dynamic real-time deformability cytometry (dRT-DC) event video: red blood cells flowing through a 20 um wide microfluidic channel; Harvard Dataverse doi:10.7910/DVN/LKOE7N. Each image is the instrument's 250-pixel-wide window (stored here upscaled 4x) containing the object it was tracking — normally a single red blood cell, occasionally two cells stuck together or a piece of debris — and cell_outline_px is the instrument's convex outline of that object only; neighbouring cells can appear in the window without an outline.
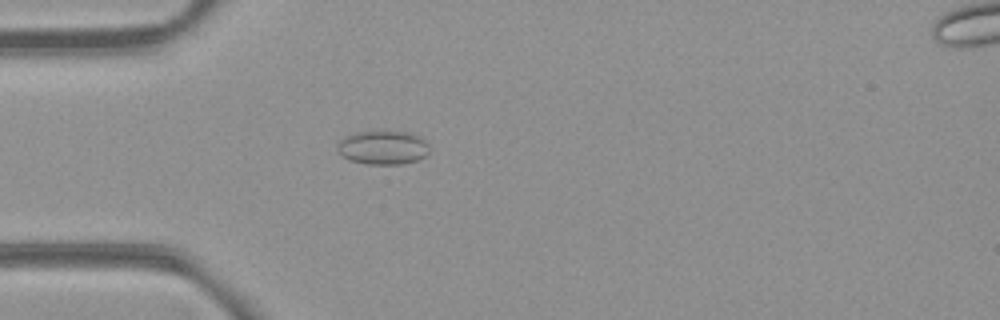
{"species": "common noctule bat (a hibernating species)", "species_latin": "Nyctalus noctula", "temperature_condition": "room temperature", "stored_images_in_passage": 36, "camera_frame_rate_fps": 3000, "um_per_image_px": 0.085, "animal": {"sex": "female", "body_mass_g": 21.9}, "frame": {"image": 1, "passage_image": 5, "time_ms": 1.333, "image_size_px": [1000, 320], "cell_outline_px": [[428, 152], [424, 156], [416, 160], [400, 164], [364, 164], [348, 160], [336, 148], [336, 144], [340, 140], [356, 132], [384, 128], [408, 132], [420, 136], [428, 144]], "centroid_in_image_um": [32.53, 12.49], "position_along_channel_um": 52.5, "area_um2": 18.67}}
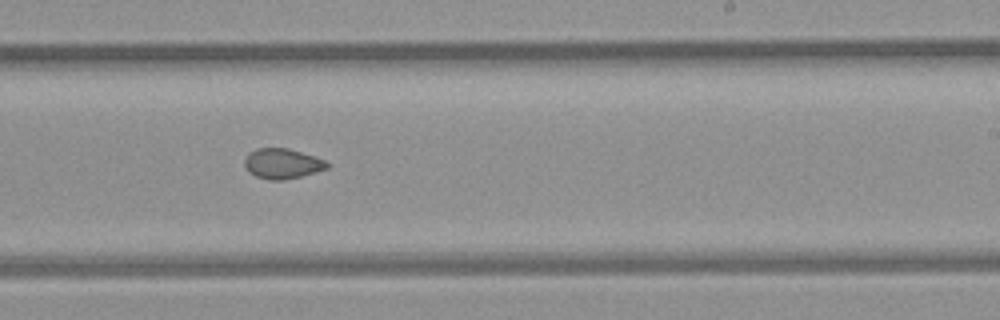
{"frame": {"image": 2, "passage_image": 22, "time_ms": 7.0, "image_size_px": [1000, 320], "cell_outline_px": [[328, 168], [316, 172], [284, 180], [268, 180], [256, 176], [248, 172], [244, 164], [244, 160], [248, 152], [256, 148], [288, 148], [324, 160], [328, 164]], "centroid_in_image_um": [23.94, 13.91], "position_along_channel_um": 265.1, "area_um2": 14.45}}
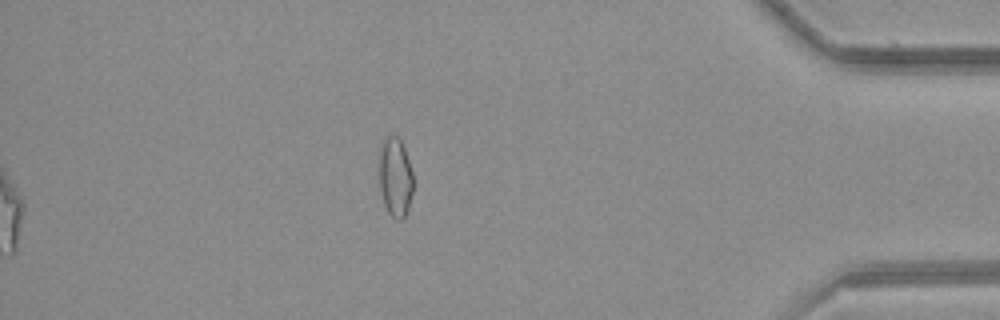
{"frame": {"image": 3, "passage_image": 36, "time_ms": 11.667, "image_size_px": [1000, 320], "cell_outline_px": [[412, 192], [408, 208], [404, 216], [400, 220], [396, 220], [388, 212], [384, 204], [380, 188], [376, 160], [380, 144], [384, 136], [388, 132], [396, 136], [400, 140], [404, 148], [412, 172]], "centroid_in_image_um": [33.52, 14.96], "position_along_channel_um": 401.7, "area_um2": 16.3}, "authors_computed_cell_mechanics": {"area_um2": 15.028, "velocity_mm_per_s": 3.8805, "shape_relaxation_time_tau1_ms": null, "shape_relaxation_time_tau2_ms": 3.6569, "deformation_change_tau1": null, "deformation_change_tau2": 0.0701}}